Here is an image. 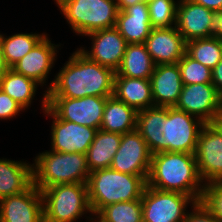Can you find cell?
<instances>
[{
    "mask_svg": "<svg viewBox=\"0 0 222 222\" xmlns=\"http://www.w3.org/2000/svg\"><path fill=\"white\" fill-rule=\"evenodd\" d=\"M204 125L197 117L175 107L153 106L137 112L136 130L152 155L159 152L195 153Z\"/></svg>",
    "mask_w": 222,
    "mask_h": 222,
    "instance_id": "6da1fadb",
    "label": "cell"
},
{
    "mask_svg": "<svg viewBox=\"0 0 222 222\" xmlns=\"http://www.w3.org/2000/svg\"><path fill=\"white\" fill-rule=\"evenodd\" d=\"M46 87L47 98L111 97L116 72L91 61L79 48Z\"/></svg>",
    "mask_w": 222,
    "mask_h": 222,
    "instance_id": "7a4b0ae2",
    "label": "cell"
},
{
    "mask_svg": "<svg viewBox=\"0 0 222 222\" xmlns=\"http://www.w3.org/2000/svg\"><path fill=\"white\" fill-rule=\"evenodd\" d=\"M147 186L161 191L183 193L199 202L205 184L198 172L195 153L159 152L153 154Z\"/></svg>",
    "mask_w": 222,
    "mask_h": 222,
    "instance_id": "3957f363",
    "label": "cell"
},
{
    "mask_svg": "<svg viewBox=\"0 0 222 222\" xmlns=\"http://www.w3.org/2000/svg\"><path fill=\"white\" fill-rule=\"evenodd\" d=\"M87 186L92 215H96L108 205L141 200L147 181L142 176L104 168L90 172Z\"/></svg>",
    "mask_w": 222,
    "mask_h": 222,
    "instance_id": "277c9868",
    "label": "cell"
},
{
    "mask_svg": "<svg viewBox=\"0 0 222 222\" xmlns=\"http://www.w3.org/2000/svg\"><path fill=\"white\" fill-rule=\"evenodd\" d=\"M33 184L39 189L56 184L87 183L90 171L86 154L44 151L32 164Z\"/></svg>",
    "mask_w": 222,
    "mask_h": 222,
    "instance_id": "5b68a950",
    "label": "cell"
},
{
    "mask_svg": "<svg viewBox=\"0 0 222 222\" xmlns=\"http://www.w3.org/2000/svg\"><path fill=\"white\" fill-rule=\"evenodd\" d=\"M75 34L89 33L116 25V0H54Z\"/></svg>",
    "mask_w": 222,
    "mask_h": 222,
    "instance_id": "8992f818",
    "label": "cell"
},
{
    "mask_svg": "<svg viewBox=\"0 0 222 222\" xmlns=\"http://www.w3.org/2000/svg\"><path fill=\"white\" fill-rule=\"evenodd\" d=\"M40 191L44 222H76L87 212L92 216L87 183L56 184Z\"/></svg>",
    "mask_w": 222,
    "mask_h": 222,
    "instance_id": "52a82bcc",
    "label": "cell"
},
{
    "mask_svg": "<svg viewBox=\"0 0 222 222\" xmlns=\"http://www.w3.org/2000/svg\"><path fill=\"white\" fill-rule=\"evenodd\" d=\"M196 202L192 196L183 193L146 186L141 198L143 222H183L188 214V204L191 206Z\"/></svg>",
    "mask_w": 222,
    "mask_h": 222,
    "instance_id": "ba28073f",
    "label": "cell"
},
{
    "mask_svg": "<svg viewBox=\"0 0 222 222\" xmlns=\"http://www.w3.org/2000/svg\"><path fill=\"white\" fill-rule=\"evenodd\" d=\"M108 97L47 98V107L61 120L100 129Z\"/></svg>",
    "mask_w": 222,
    "mask_h": 222,
    "instance_id": "9c48e42d",
    "label": "cell"
},
{
    "mask_svg": "<svg viewBox=\"0 0 222 222\" xmlns=\"http://www.w3.org/2000/svg\"><path fill=\"white\" fill-rule=\"evenodd\" d=\"M43 113L51 116L53 122L51 126V150L65 153L86 154L89 146L94 140L97 129L79 125L71 121L59 119L47 107V93L43 94Z\"/></svg>",
    "mask_w": 222,
    "mask_h": 222,
    "instance_id": "30bf717a",
    "label": "cell"
},
{
    "mask_svg": "<svg viewBox=\"0 0 222 222\" xmlns=\"http://www.w3.org/2000/svg\"><path fill=\"white\" fill-rule=\"evenodd\" d=\"M152 154L141 134L135 129L122 134L120 146L113 157V170L148 178Z\"/></svg>",
    "mask_w": 222,
    "mask_h": 222,
    "instance_id": "8fae6325",
    "label": "cell"
},
{
    "mask_svg": "<svg viewBox=\"0 0 222 222\" xmlns=\"http://www.w3.org/2000/svg\"><path fill=\"white\" fill-rule=\"evenodd\" d=\"M175 108L211 124L222 111V97L212 83L184 85Z\"/></svg>",
    "mask_w": 222,
    "mask_h": 222,
    "instance_id": "7c38bea8",
    "label": "cell"
},
{
    "mask_svg": "<svg viewBox=\"0 0 222 222\" xmlns=\"http://www.w3.org/2000/svg\"><path fill=\"white\" fill-rule=\"evenodd\" d=\"M195 158L205 185L222 181V134L212 123L199 133Z\"/></svg>",
    "mask_w": 222,
    "mask_h": 222,
    "instance_id": "4fadbf2b",
    "label": "cell"
},
{
    "mask_svg": "<svg viewBox=\"0 0 222 222\" xmlns=\"http://www.w3.org/2000/svg\"><path fill=\"white\" fill-rule=\"evenodd\" d=\"M215 13L191 0H179L176 28L186 42L192 39L212 37L215 29Z\"/></svg>",
    "mask_w": 222,
    "mask_h": 222,
    "instance_id": "5bb4252c",
    "label": "cell"
},
{
    "mask_svg": "<svg viewBox=\"0 0 222 222\" xmlns=\"http://www.w3.org/2000/svg\"><path fill=\"white\" fill-rule=\"evenodd\" d=\"M91 38V51L80 47L81 52L91 61L117 71L121 65L127 42L117 28H105L87 34Z\"/></svg>",
    "mask_w": 222,
    "mask_h": 222,
    "instance_id": "9a60e30c",
    "label": "cell"
},
{
    "mask_svg": "<svg viewBox=\"0 0 222 222\" xmlns=\"http://www.w3.org/2000/svg\"><path fill=\"white\" fill-rule=\"evenodd\" d=\"M0 222H44L41 191L32 184L23 193L0 199Z\"/></svg>",
    "mask_w": 222,
    "mask_h": 222,
    "instance_id": "2e32d148",
    "label": "cell"
},
{
    "mask_svg": "<svg viewBox=\"0 0 222 222\" xmlns=\"http://www.w3.org/2000/svg\"><path fill=\"white\" fill-rule=\"evenodd\" d=\"M61 46L51 42L47 34L20 59L11 69L24 75L40 86H46V80L57 59V49Z\"/></svg>",
    "mask_w": 222,
    "mask_h": 222,
    "instance_id": "e0dca14e",
    "label": "cell"
},
{
    "mask_svg": "<svg viewBox=\"0 0 222 222\" xmlns=\"http://www.w3.org/2000/svg\"><path fill=\"white\" fill-rule=\"evenodd\" d=\"M144 44L155 65L178 63L186 53V41L176 26L153 28Z\"/></svg>",
    "mask_w": 222,
    "mask_h": 222,
    "instance_id": "ac0fdd59",
    "label": "cell"
},
{
    "mask_svg": "<svg viewBox=\"0 0 222 222\" xmlns=\"http://www.w3.org/2000/svg\"><path fill=\"white\" fill-rule=\"evenodd\" d=\"M150 82L154 106L175 107L184 86L178 63L156 65Z\"/></svg>",
    "mask_w": 222,
    "mask_h": 222,
    "instance_id": "d6986e66",
    "label": "cell"
},
{
    "mask_svg": "<svg viewBox=\"0 0 222 222\" xmlns=\"http://www.w3.org/2000/svg\"><path fill=\"white\" fill-rule=\"evenodd\" d=\"M115 27L128 44L144 43L153 29L148 4L139 2L119 10Z\"/></svg>",
    "mask_w": 222,
    "mask_h": 222,
    "instance_id": "ffe728a7",
    "label": "cell"
},
{
    "mask_svg": "<svg viewBox=\"0 0 222 222\" xmlns=\"http://www.w3.org/2000/svg\"><path fill=\"white\" fill-rule=\"evenodd\" d=\"M113 96L137 112L154 106L150 79L115 76Z\"/></svg>",
    "mask_w": 222,
    "mask_h": 222,
    "instance_id": "44dd1931",
    "label": "cell"
},
{
    "mask_svg": "<svg viewBox=\"0 0 222 222\" xmlns=\"http://www.w3.org/2000/svg\"><path fill=\"white\" fill-rule=\"evenodd\" d=\"M32 184V164L0 158V199L23 193Z\"/></svg>",
    "mask_w": 222,
    "mask_h": 222,
    "instance_id": "7402d4cb",
    "label": "cell"
},
{
    "mask_svg": "<svg viewBox=\"0 0 222 222\" xmlns=\"http://www.w3.org/2000/svg\"><path fill=\"white\" fill-rule=\"evenodd\" d=\"M137 111L114 96L106 100L100 129L125 134L136 129Z\"/></svg>",
    "mask_w": 222,
    "mask_h": 222,
    "instance_id": "603a6c76",
    "label": "cell"
},
{
    "mask_svg": "<svg viewBox=\"0 0 222 222\" xmlns=\"http://www.w3.org/2000/svg\"><path fill=\"white\" fill-rule=\"evenodd\" d=\"M122 139V134L106 132L98 129L93 142L89 146L86 159L90 172L110 168Z\"/></svg>",
    "mask_w": 222,
    "mask_h": 222,
    "instance_id": "cb8c5ba5",
    "label": "cell"
},
{
    "mask_svg": "<svg viewBox=\"0 0 222 222\" xmlns=\"http://www.w3.org/2000/svg\"><path fill=\"white\" fill-rule=\"evenodd\" d=\"M155 66L144 43L127 44L121 65L115 76L150 79Z\"/></svg>",
    "mask_w": 222,
    "mask_h": 222,
    "instance_id": "d4e9b609",
    "label": "cell"
},
{
    "mask_svg": "<svg viewBox=\"0 0 222 222\" xmlns=\"http://www.w3.org/2000/svg\"><path fill=\"white\" fill-rule=\"evenodd\" d=\"M38 86L34 80L16 73L11 68L0 78V89L24 109L31 106Z\"/></svg>",
    "mask_w": 222,
    "mask_h": 222,
    "instance_id": "484cf974",
    "label": "cell"
},
{
    "mask_svg": "<svg viewBox=\"0 0 222 222\" xmlns=\"http://www.w3.org/2000/svg\"><path fill=\"white\" fill-rule=\"evenodd\" d=\"M45 33H17L5 36L0 33V46L5 62L12 68L45 36Z\"/></svg>",
    "mask_w": 222,
    "mask_h": 222,
    "instance_id": "4316f807",
    "label": "cell"
},
{
    "mask_svg": "<svg viewBox=\"0 0 222 222\" xmlns=\"http://www.w3.org/2000/svg\"><path fill=\"white\" fill-rule=\"evenodd\" d=\"M186 53L212 70L222 59V42L214 36L192 39L186 42Z\"/></svg>",
    "mask_w": 222,
    "mask_h": 222,
    "instance_id": "83f0119b",
    "label": "cell"
},
{
    "mask_svg": "<svg viewBox=\"0 0 222 222\" xmlns=\"http://www.w3.org/2000/svg\"><path fill=\"white\" fill-rule=\"evenodd\" d=\"M95 216L102 222H143L141 200L108 205Z\"/></svg>",
    "mask_w": 222,
    "mask_h": 222,
    "instance_id": "f1b7e54d",
    "label": "cell"
},
{
    "mask_svg": "<svg viewBox=\"0 0 222 222\" xmlns=\"http://www.w3.org/2000/svg\"><path fill=\"white\" fill-rule=\"evenodd\" d=\"M183 85L212 83V70L187 53L178 61Z\"/></svg>",
    "mask_w": 222,
    "mask_h": 222,
    "instance_id": "f546056e",
    "label": "cell"
},
{
    "mask_svg": "<svg viewBox=\"0 0 222 222\" xmlns=\"http://www.w3.org/2000/svg\"><path fill=\"white\" fill-rule=\"evenodd\" d=\"M178 0H155L148 4L150 23L153 28L176 26Z\"/></svg>",
    "mask_w": 222,
    "mask_h": 222,
    "instance_id": "4dcf8cb0",
    "label": "cell"
},
{
    "mask_svg": "<svg viewBox=\"0 0 222 222\" xmlns=\"http://www.w3.org/2000/svg\"><path fill=\"white\" fill-rule=\"evenodd\" d=\"M200 201L219 222H222V181L206 184Z\"/></svg>",
    "mask_w": 222,
    "mask_h": 222,
    "instance_id": "1f68e13d",
    "label": "cell"
},
{
    "mask_svg": "<svg viewBox=\"0 0 222 222\" xmlns=\"http://www.w3.org/2000/svg\"><path fill=\"white\" fill-rule=\"evenodd\" d=\"M24 110L20 104L0 89V120H9Z\"/></svg>",
    "mask_w": 222,
    "mask_h": 222,
    "instance_id": "d6a6232c",
    "label": "cell"
},
{
    "mask_svg": "<svg viewBox=\"0 0 222 222\" xmlns=\"http://www.w3.org/2000/svg\"><path fill=\"white\" fill-rule=\"evenodd\" d=\"M191 207L192 212H188L183 222H219L201 201Z\"/></svg>",
    "mask_w": 222,
    "mask_h": 222,
    "instance_id": "836d02e7",
    "label": "cell"
},
{
    "mask_svg": "<svg viewBox=\"0 0 222 222\" xmlns=\"http://www.w3.org/2000/svg\"><path fill=\"white\" fill-rule=\"evenodd\" d=\"M212 84L215 86L217 92L222 97V59L212 69Z\"/></svg>",
    "mask_w": 222,
    "mask_h": 222,
    "instance_id": "e575fe53",
    "label": "cell"
},
{
    "mask_svg": "<svg viewBox=\"0 0 222 222\" xmlns=\"http://www.w3.org/2000/svg\"><path fill=\"white\" fill-rule=\"evenodd\" d=\"M212 11L218 12L222 10V0H191Z\"/></svg>",
    "mask_w": 222,
    "mask_h": 222,
    "instance_id": "d590c367",
    "label": "cell"
},
{
    "mask_svg": "<svg viewBox=\"0 0 222 222\" xmlns=\"http://www.w3.org/2000/svg\"><path fill=\"white\" fill-rule=\"evenodd\" d=\"M214 37L222 42V10L215 13Z\"/></svg>",
    "mask_w": 222,
    "mask_h": 222,
    "instance_id": "8d00e7d4",
    "label": "cell"
},
{
    "mask_svg": "<svg viewBox=\"0 0 222 222\" xmlns=\"http://www.w3.org/2000/svg\"><path fill=\"white\" fill-rule=\"evenodd\" d=\"M139 2H143V0H116L118 9L123 11L124 9L128 8L129 6L135 5Z\"/></svg>",
    "mask_w": 222,
    "mask_h": 222,
    "instance_id": "74e56055",
    "label": "cell"
},
{
    "mask_svg": "<svg viewBox=\"0 0 222 222\" xmlns=\"http://www.w3.org/2000/svg\"><path fill=\"white\" fill-rule=\"evenodd\" d=\"M0 46V78L9 70Z\"/></svg>",
    "mask_w": 222,
    "mask_h": 222,
    "instance_id": "f35d334b",
    "label": "cell"
},
{
    "mask_svg": "<svg viewBox=\"0 0 222 222\" xmlns=\"http://www.w3.org/2000/svg\"><path fill=\"white\" fill-rule=\"evenodd\" d=\"M212 124L221 132L222 134V111L213 120Z\"/></svg>",
    "mask_w": 222,
    "mask_h": 222,
    "instance_id": "ab89813d",
    "label": "cell"
},
{
    "mask_svg": "<svg viewBox=\"0 0 222 222\" xmlns=\"http://www.w3.org/2000/svg\"><path fill=\"white\" fill-rule=\"evenodd\" d=\"M94 217V218H93ZM86 218H89L90 222H102L100 221L95 215H92L91 217L88 216Z\"/></svg>",
    "mask_w": 222,
    "mask_h": 222,
    "instance_id": "60d3db41",
    "label": "cell"
},
{
    "mask_svg": "<svg viewBox=\"0 0 222 222\" xmlns=\"http://www.w3.org/2000/svg\"><path fill=\"white\" fill-rule=\"evenodd\" d=\"M153 1H155V0H143V2L146 3V4H149V3L153 2Z\"/></svg>",
    "mask_w": 222,
    "mask_h": 222,
    "instance_id": "b9f144b4",
    "label": "cell"
}]
</instances>
